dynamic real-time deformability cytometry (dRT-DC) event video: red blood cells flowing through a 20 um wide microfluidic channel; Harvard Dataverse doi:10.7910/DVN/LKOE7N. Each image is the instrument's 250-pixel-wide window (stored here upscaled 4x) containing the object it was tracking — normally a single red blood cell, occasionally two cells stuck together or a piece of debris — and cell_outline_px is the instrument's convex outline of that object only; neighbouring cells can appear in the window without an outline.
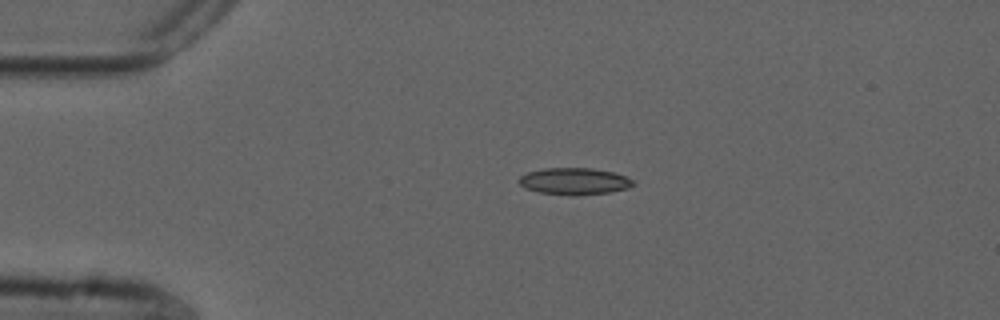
{"species": "common noctule bat (a hibernating species)", "species_latin": "Nyctalus noctula", "temperature_condition": "cold", "stored_images_in_passage": 44, "camera_frame_rate_fps": 3000, "um_per_image_px": 0.085, "animal": {"sex": "male", "forearm_length_mm": 52.5}, "frame": {"image": 1, "passage_image": 1, "time_ms": 0.0, "image_size_px": [1000, 320], "cell_outline_px": [[636, 184], [628, 188], [608, 192], [576, 196], [568, 196], [540, 192], [524, 188], [516, 180], [520, 176], [528, 172], [544, 168], [592, 168], [612, 172], [624, 176], [632, 180]], "centroid_in_image_um": [48.78, 15.41], "position_along_channel_um": 36.2, "area_um2": 17.92}}
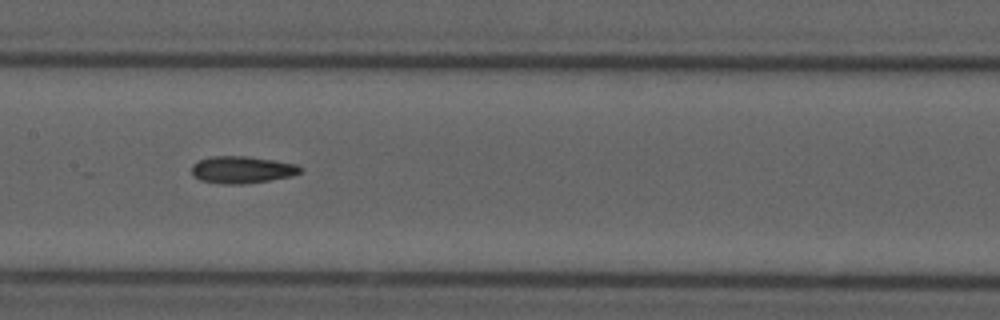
{"frame": {"image": 2, "passage_image": 16, "time_ms": 5.0, "image_size_px": [1000, 320], "cell_outline_px": [[304, 172], [292, 176], [268, 180], [240, 184], [224, 184], [200, 180], [192, 176], [192, 164], [208, 156], [248, 156], [296, 164], [304, 168]], "centroid_in_image_um": [20.58, 14.42], "position_along_channel_um": 186.8, "area_um2": 17.22}}
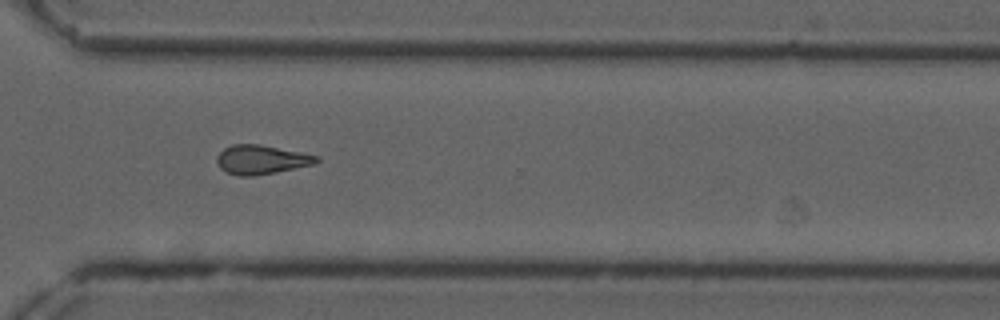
{"frame": {"image": 3, "passage_image": 29, "time_ms": 9.333, "image_size_px": [1000, 320], "cell_outline_px": [[320, 160], [316, 164], [252, 176], [240, 176], [228, 172], [220, 168], [216, 160], [216, 156], [224, 148], [232, 144], [260, 144], [320, 156]], "centroid_in_image_um": [22.22, 13.55], "position_along_channel_um": 348.4, "area_um2": 16.82}, "authors_computed_cell_mechanics": {"area_um2": 16.8198, "velocity_mm_per_s": 3.7453, "shape_relaxation_time_tau1_ms": null, "shape_relaxation_time_tau2_ms": 5.6184, "deformation_change_tau1": null, "deformation_change_tau2": 0.1433}}